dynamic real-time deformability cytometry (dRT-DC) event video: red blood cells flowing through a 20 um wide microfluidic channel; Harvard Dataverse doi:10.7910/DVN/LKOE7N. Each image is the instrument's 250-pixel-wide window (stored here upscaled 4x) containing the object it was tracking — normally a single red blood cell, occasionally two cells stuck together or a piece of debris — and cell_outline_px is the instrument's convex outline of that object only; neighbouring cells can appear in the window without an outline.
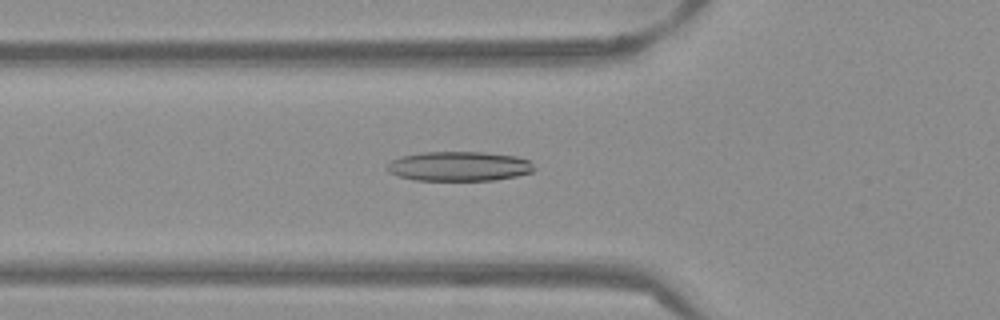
{"species": "Egyptian fruit bat (a non-hibernating species)", "species_latin": "Rousettus aegyptiacus", "temperature_condition": "warm", "stored_images_in_passage": 43, "camera_frame_rate_fps": 3000, "um_per_image_px": 0.085, "frame": {"image": 1, "passage_image": 9, "time_ms": 2.667, "image_size_px": [1000, 320], "cell_outline_px": [[536, 168], [532, 172], [516, 176], [496, 180], [416, 180], [396, 176], [388, 172], [384, 168], [392, 160], [400, 156], [424, 152], [484, 152], [516, 156], [532, 160]], "centroid_in_image_um": [39.03, 14.13], "position_along_channel_um": 86.8, "area_um2": 25.66}}
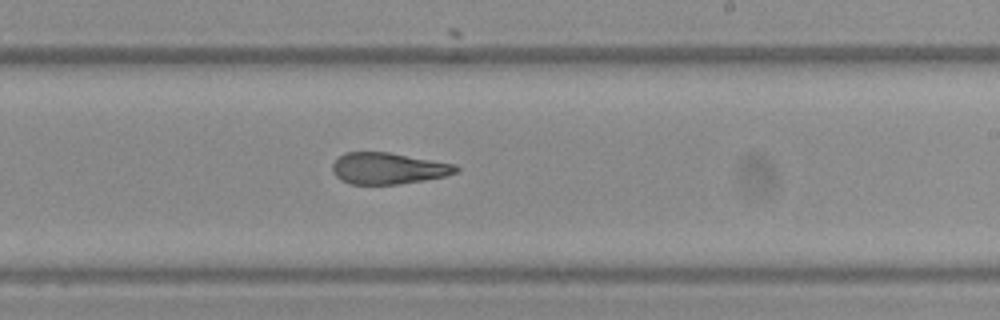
{"frame": {"image": 2, "passage_image": 22, "time_ms": 7.0, "image_size_px": [1000, 320], "cell_outline_px": [[460, 172], [444, 176], [424, 180], [396, 184], [348, 184], [340, 180], [332, 172], [332, 164], [344, 152], [388, 152], [456, 164], [460, 168]], "centroid_in_image_um": [33.0, 14.31], "position_along_channel_um": 256.0, "area_um2": 22.72}}
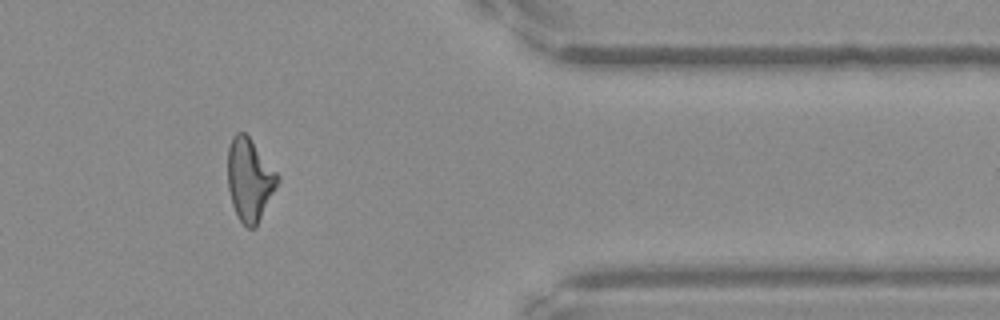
{"frame": {"image": 3, "passage_image": 34, "time_ms": 11.0, "image_size_px": [1000, 320], "cell_outline_px": [[280, 180], [256, 228], [248, 228], [236, 216], [232, 204], [228, 188], [228, 148], [232, 136], [236, 132], [244, 132], [248, 136], [280, 176]], "centroid_in_image_um": [21.21, 15.29], "position_along_channel_um": 390.2, "area_um2": 23.99}, "authors_computed_cell_mechanics": {"area_um2": 23.9292, "velocity_mm_per_s": 3.8826, "shape_relaxation_time_tau1_ms": null, "shape_relaxation_time_tau2_ms": 3.0862, "deformation_change_tau1": null, "deformation_change_tau2": 0.1377}}